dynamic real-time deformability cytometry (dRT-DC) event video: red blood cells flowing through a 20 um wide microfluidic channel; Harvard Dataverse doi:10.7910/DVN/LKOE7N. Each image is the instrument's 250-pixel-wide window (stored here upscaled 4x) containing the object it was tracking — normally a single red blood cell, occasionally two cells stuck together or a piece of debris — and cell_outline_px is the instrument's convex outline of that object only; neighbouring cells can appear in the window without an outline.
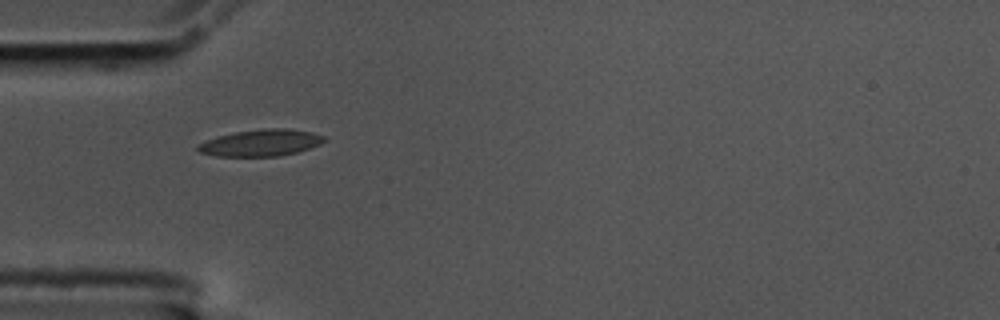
{"species": "common noctule bat (a hibernating species)", "species_latin": "Nyctalus noctula", "temperature_condition": "cold", "stored_images_in_passage": 2, "camera_frame_rate_fps": 3000, "um_per_image_px": 0.085, "animal": {"sex": "male", "body_mass_g": 17.5, "forearm_length_mm": 52.3}, "frame": {"image": 1, "passage_image": 1, "time_ms": 0.0, "image_size_px": [1000, 320], "cell_outline_px": [[328, 140], [320, 144], [296, 152], [280, 156], [216, 156], [200, 152], [196, 148], [196, 144], [216, 136], [236, 132], [264, 128], [288, 128], [312, 132], [324, 136]], "centroid_in_image_um": [22.17, 12.13], "position_along_channel_um": 62.8, "area_um2": 19.71}}